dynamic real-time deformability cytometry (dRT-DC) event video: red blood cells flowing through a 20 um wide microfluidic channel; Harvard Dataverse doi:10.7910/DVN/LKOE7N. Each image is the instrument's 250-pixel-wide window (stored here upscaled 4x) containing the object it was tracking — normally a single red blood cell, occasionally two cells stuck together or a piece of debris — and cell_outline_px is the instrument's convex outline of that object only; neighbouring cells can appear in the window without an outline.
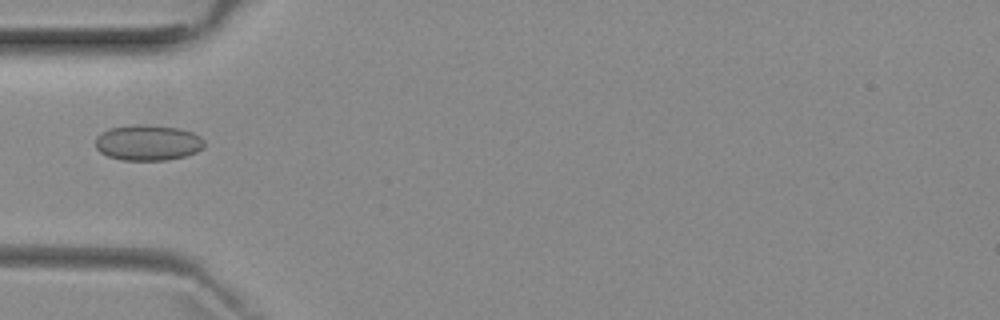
{"species": "common noctule bat (a hibernating species)", "species_latin": "Nyctalus noctula", "temperature_condition": "room temperature", "stored_images_in_passage": 1, "camera_frame_rate_fps": 3000, "um_per_image_px": 0.085, "animal": {"sex": "female", "body_mass_g": 29.2, "forearm_length_mm": 56.3}, "frame": {"image": 1, "passage_image": 1, "time_ms": 0.0, "image_size_px": [1000, 320], "cell_outline_px": [[204, 148], [196, 152], [184, 156], [168, 160], [120, 160], [108, 156], [100, 152], [96, 148], [96, 136], [112, 128], [132, 124], [148, 124], [180, 128], [192, 132], [200, 136], [204, 140]], "centroid_in_image_um": [12.59, 12.12], "position_along_channel_um": 72.4, "area_um2": 22.77}}